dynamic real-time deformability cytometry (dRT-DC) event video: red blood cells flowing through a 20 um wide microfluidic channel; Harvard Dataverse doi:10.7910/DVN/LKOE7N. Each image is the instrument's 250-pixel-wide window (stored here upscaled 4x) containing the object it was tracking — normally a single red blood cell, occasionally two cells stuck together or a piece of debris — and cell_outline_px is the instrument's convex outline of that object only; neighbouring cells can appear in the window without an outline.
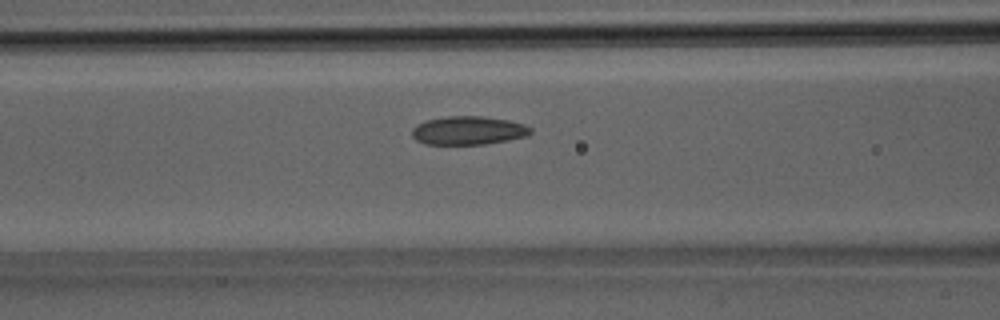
{"species": "Egyptian fruit bat (a non-hibernating species)", "species_latin": "Rousettus aegyptiacus", "temperature_condition": "room temperature", "stored_images_in_passage": 33, "camera_frame_rate_fps": 3000, "um_per_image_px": 0.085, "animal": {"sex": "male"}, "frame": {"image": 1, "passage_image": 14, "time_ms": 4.333, "image_size_px": [1000, 320], "cell_outline_px": [[532, 132], [528, 136], [508, 140], [484, 144], [424, 144], [416, 140], [412, 136], [412, 128], [416, 124], [428, 120], [448, 116], [484, 116], [508, 120], [524, 124], [532, 128]], "centroid_in_image_um": [39.82, 11.09], "position_along_channel_um": 126.8, "area_um2": 19.77}}
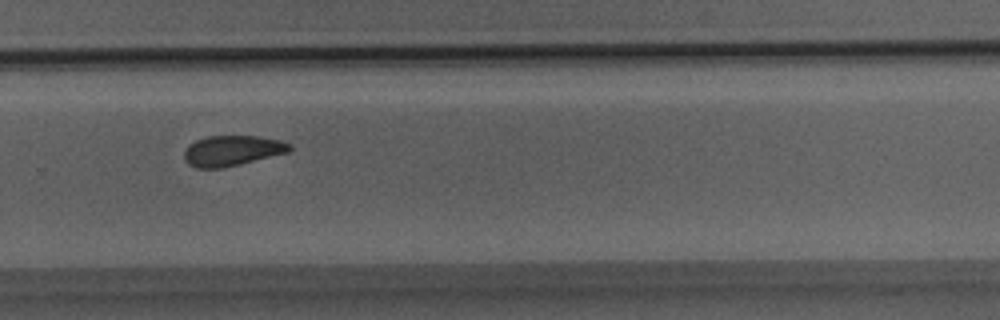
{"frame": {"image": 2, "passage_image": 24, "time_ms": 7.667, "image_size_px": [1000, 320], "cell_outline_px": [[292, 148], [288, 152], [240, 164], [220, 168], [196, 168], [188, 164], [184, 160], [184, 152], [188, 144], [196, 140], [208, 136], [260, 136], [280, 140], [292, 144]], "centroid_in_image_um": [19.72, 12.8], "position_along_channel_um": 310.1, "area_um2": 18.73}}
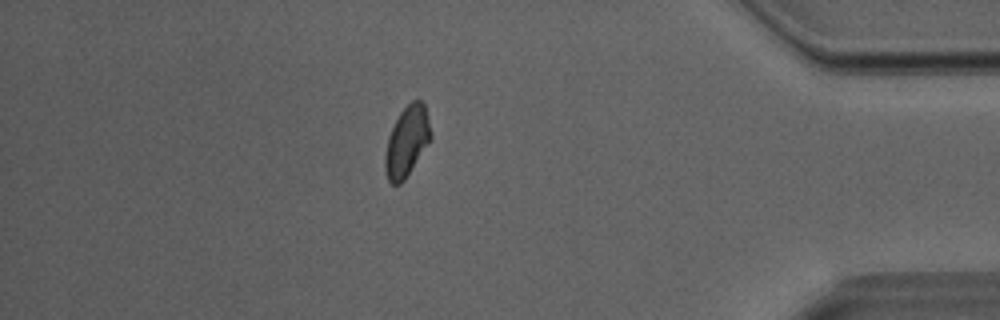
{"frame": {"image": 3, "passage_image": 31, "time_ms": 10.0, "image_size_px": [1000, 320], "cell_outline_px": [[432, 140], [404, 180], [400, 184], [392, 184], [388, 180], [384, 168], [384, 156], [388, 136], [400, 112], [412, 100], [420, 100], [424, 104], [428, 116], [432, 136]], "centroid_in_image_um": [34.59, 12.03], "position_along_channel_um": 400.6, "area_um2": 18.84}}